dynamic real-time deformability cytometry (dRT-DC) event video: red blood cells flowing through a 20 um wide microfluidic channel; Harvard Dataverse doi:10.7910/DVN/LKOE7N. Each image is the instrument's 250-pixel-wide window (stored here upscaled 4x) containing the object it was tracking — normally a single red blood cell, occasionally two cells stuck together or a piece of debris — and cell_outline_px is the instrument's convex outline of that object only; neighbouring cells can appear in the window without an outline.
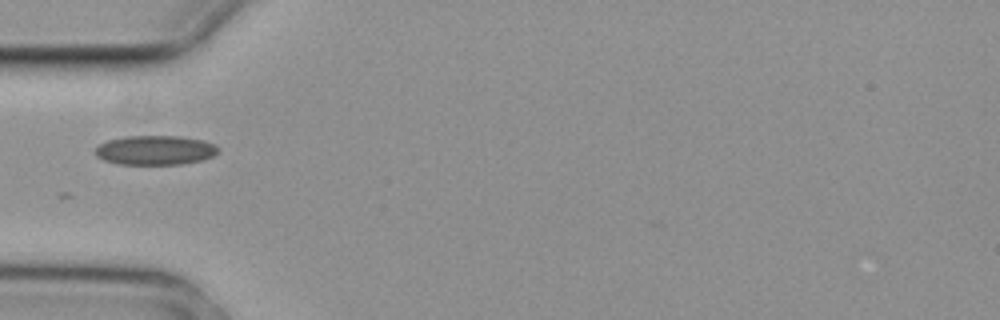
{"species": "common noctule bat (a hibernating species)", "species_latin": "Nyctalus noctula", "temperature_condition": "cold", "stored_images_in_passage": 6, "camera_frame_rate_fps": 3000, "um_per_image_px": 0.085, "animal": {"sex": "female", "body_mass_g": 29.2, "forearm_length_mm": 56.3}, "frame": {"image": 1, "passage_image": 3, "time_ms": 0.667, "image_size_px": [1000, 320], "cell_outline_px": [[220, 152], [204, 160], [180, 164], [120, 164], [104, 160], [96, 156], [96, 148], [100, 144], [108, 140], [124, 136], [180, 136], [204, 140], [216, 144], [220, 148]], "centroid_in_image_um": [13.25, 12.76], "position_along_channel_um": 71.7, "area_um2": 21.21}}
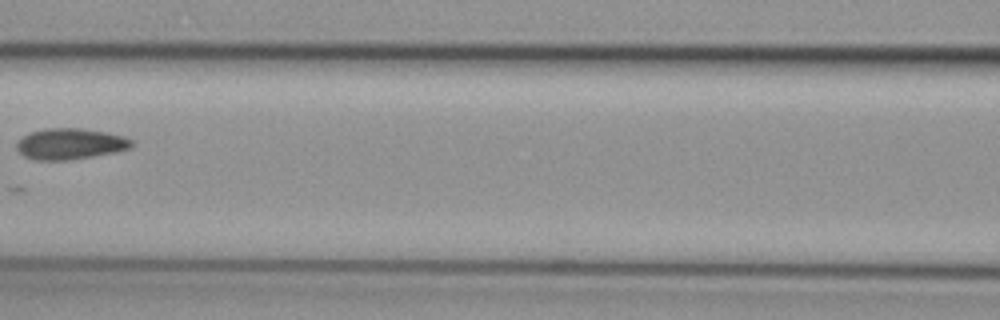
{"frame": {"image": 2, "passage_image": 5, "time_ms": 1.333, "image_size_px": [1000, 320], "cell_outline_px": [[132, 148], [116, 152], [68, 160], [36, 160], [24, 156], [16, 148], [16, 144], [24, 136], [32, 132], [44, 128], [80, 128], [108, 132], [124, 136], [132, 140]], "centroid_in_image_um": [6.0, 12.22], "position_along_channel_um": 160.6, "area_um2": 20.75}}
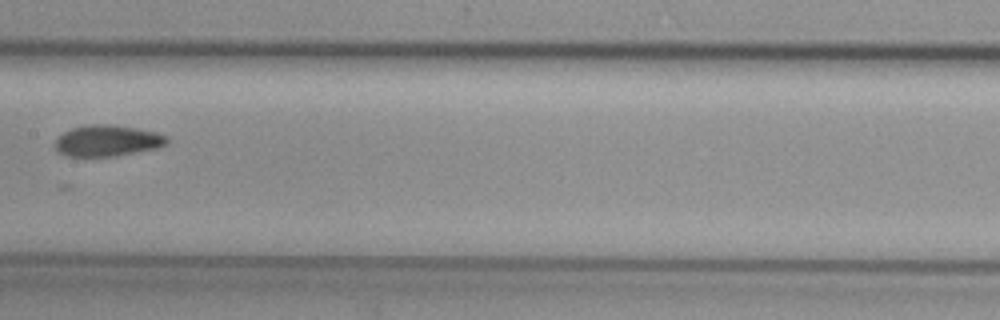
{"frame": {"image": 3, "passage_image": 6, "time_ms": 1.667, "image_size_px": [1000, 320], "cell_outline_px": [[168, 144], [156, 148], [116, 156], [68, 156], [56, 152], [56, 140], [64, 132], [72, 128], [88, 124], [112, 124], [136, 128], [156, 132], [168, 136]], "centroid_in_image_um": [9.14, 11.95], "position_along_channel_um": 198.3, "area_um2": 20.35}}